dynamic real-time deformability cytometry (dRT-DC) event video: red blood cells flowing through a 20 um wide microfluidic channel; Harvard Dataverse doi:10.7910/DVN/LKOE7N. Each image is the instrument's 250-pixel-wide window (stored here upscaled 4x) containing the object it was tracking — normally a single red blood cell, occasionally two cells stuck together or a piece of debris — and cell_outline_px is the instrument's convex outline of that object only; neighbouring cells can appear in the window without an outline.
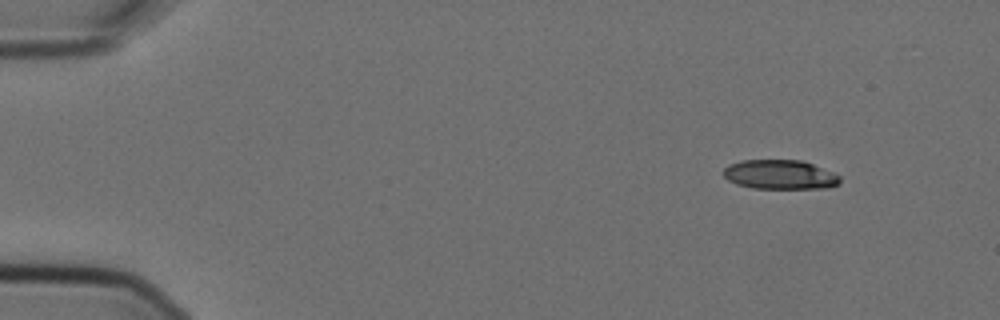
{"species": "Egyptian fruit bat (a non-hibernating species)", "species_latin": "Rousettus aegyptiacus", "temperature_condition": "cold", "stored_images_in_passage": 3, "camera_frame_rate_fps": 3000, "um_per_image_px": 0.085, "animal": {"sex": "female"}, "frame": {"image": 1, "passage_image": 1, "time_ms": 0.0, "image_size_px": [1000, 320], "cell_outline_px": [[840, 184], [828, 188], [752, 188], [736, 184], [728, 180], [724, 176], [724, 168], [728, 164], [740, 160], [800, 160], [812, 164], [832, 172], [840, 176]], "centroid_in_image_um": [66.28, 14.84], "position_along_channel_um": 18.7, "area_um2": 19.94}}
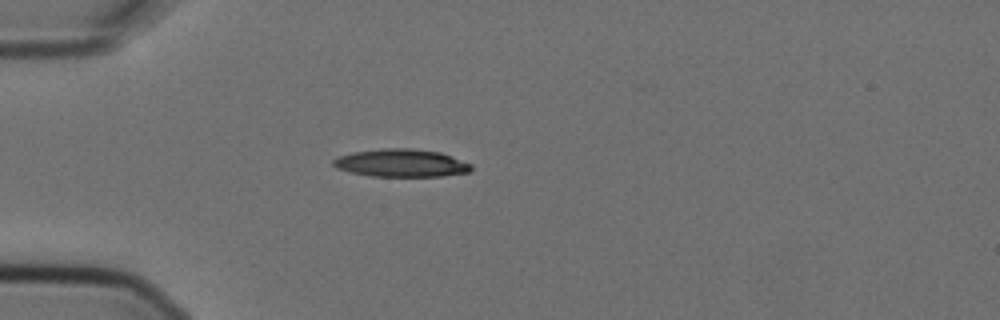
{"frame": {"image": 2, "passage_image": 3, "time_ms": 0.667, "image_size_px": [1000, 320], "cell_outline_px": [[472, 168], [468, 172], [444, 176], [368, 176], [336, 168], [332, 164], [332, 160], [336, 156], [352, 152], [384, 148], [412, 148], [440, 152], [472, 164]], "centroid_in_image_um": [34.07, 13.85], "position_along_channel_um": 50.9, "area_um2": 22.43}}